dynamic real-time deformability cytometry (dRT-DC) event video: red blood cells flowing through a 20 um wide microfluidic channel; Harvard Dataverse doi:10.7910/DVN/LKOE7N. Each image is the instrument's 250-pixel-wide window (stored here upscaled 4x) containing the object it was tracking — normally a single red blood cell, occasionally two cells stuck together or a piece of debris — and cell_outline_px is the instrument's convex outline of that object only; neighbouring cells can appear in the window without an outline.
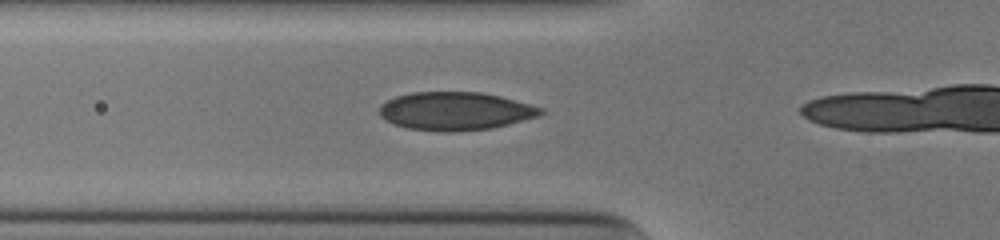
{"species": "human", "species_latin": "Homo sapiens", "temperature_condition": "cold", "stored_images_in_passage": 18, "camera_frame_rate_fps": 3000, "um_per_image_px": 0.085, "donor": {"sex": "male"}, "frame": {"image": 1, "passage_image": 13, "time_ms": 4.0, "image_size_px": [1000, 240], "cell_outline_px": [[544, 112], [540, 116], [492, 128], [452, 132], [444, 132], [408, 128], [384, 120], [376, 112], [380, 104], [396, 96], [412, 92], [480, 92], [500, 96], [544, 108]], "centroid_in_image_um": [38.68, 9.44], "position_along_channel_um": 87.1, "area_um2": 36.07}}
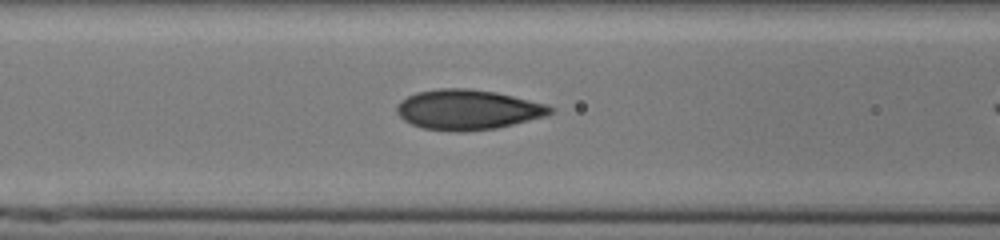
{"frame": {"image": 2, "passage_image": 16, "time_ms": 5.0, "image_size_px": [1000, 240], "cell_outline_px": [[556, 112], [544, 116], [496, 128], [464, 132], [456, 132], [424, 128], [412, 124], [404, 120], [396, 112], [396, 104], [400, 100], [416, 92], [440, 88], [472, 88], [496, 92], [548, 104], [556, 108]], "centroid_in_image_um": [39.77, 9.31], "position_along_channel_um": 126.8, "area_um2": 36.07}}